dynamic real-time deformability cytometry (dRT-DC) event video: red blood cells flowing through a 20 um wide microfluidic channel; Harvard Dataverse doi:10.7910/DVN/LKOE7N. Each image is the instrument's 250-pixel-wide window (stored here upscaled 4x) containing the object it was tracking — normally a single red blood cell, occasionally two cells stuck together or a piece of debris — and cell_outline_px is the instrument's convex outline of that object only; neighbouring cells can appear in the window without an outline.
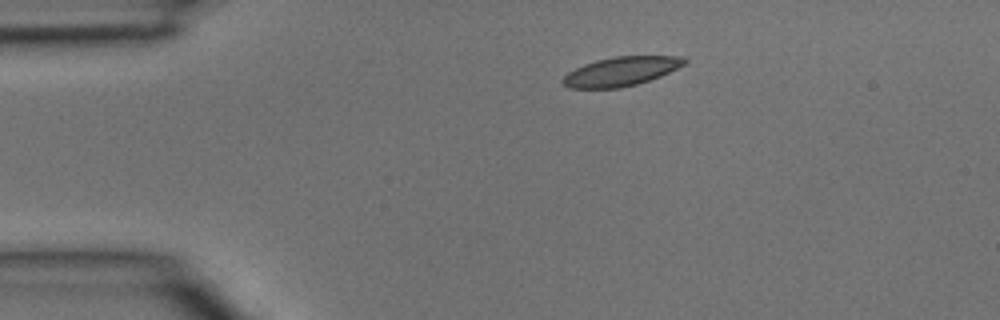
{"species": "common noctule bat (a hibernating species)", "species_latin": "Nyctalus noctula", "temperature_condition": "room temperature", "stored_images_in_passage": 2, "camera_frame_rate_fps": 3000, "um_per_image_px": 0.085, "animal": {"sex": "male", "body_mass_g": 15.6}, "frame": {"image": 1, "passage_image": 1, "time_ms": 0.0, "image_size_px": [1000, 320], "cell_outline_px": [[688, 60], [684, 64], [660, 76], [636, 84], [620, 88], [568, 88], [560, 80], [568, 72], [584, 64], [596, 60], [616, 56], [684, 56]], "centroid_in_image_um": [52.77, 6.06], "position_along_channel_um": 32.2, "area_um2": 20.46}}